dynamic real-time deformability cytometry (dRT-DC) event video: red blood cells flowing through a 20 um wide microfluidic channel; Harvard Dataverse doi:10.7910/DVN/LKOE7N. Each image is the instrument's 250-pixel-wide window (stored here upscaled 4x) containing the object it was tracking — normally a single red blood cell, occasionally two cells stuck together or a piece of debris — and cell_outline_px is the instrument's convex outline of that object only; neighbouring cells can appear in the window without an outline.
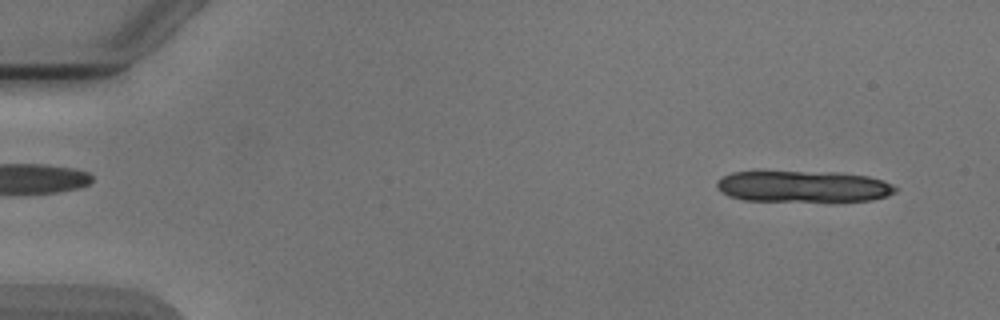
{"species": "Egyptian fruit bat (a non-hibernating species)", "species_latin": "Rousettus aegyptiacus", "temperature_condition": "cold", "stored_images_in_passage": 7, "camera_frame_rate_fps": 3000, "um_per_image_px": 0.085, "animal": {"sex": "male"}, "frame": {"image": 1, "passage_image": 1, "time_ms": 0.0, "image_size_px": [1000, 320], "cell_outline_px": [[896, 192], [872, 200], [744, 200], [728, 196], [716, 184], [716, 180], [732, 172], [840, 172], [868, 176], [884, 180], [892, 184], [896, 188]], "centroid_in_image_um": [68.3, 15.83], "position_along_channel_um": 16.7, "area_um2": 32.08}}
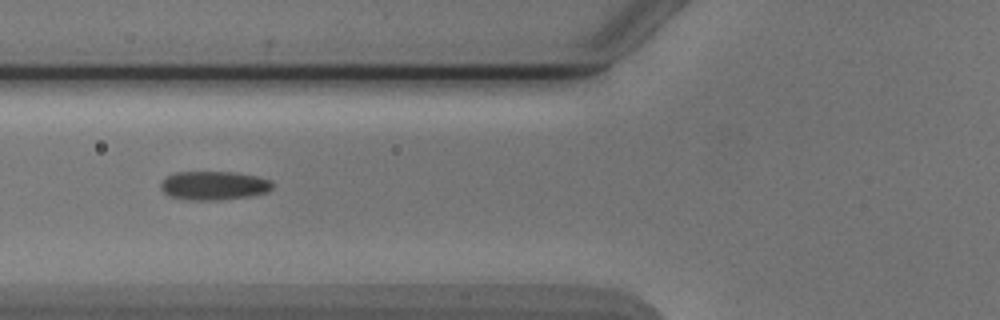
{"frame": {"image": 2, "passage_image": 5, "time_ms": 5.667, "image_size_px": [1000, 320], "cell_outline_px": [[272, 188], [268, 192], [252, 196], [220, 200], [188, 200], [168, 196], [160, 188], [160, 184], [168, 176], [176, 172], [236, 172], [256, 176], [268, 180], [272, 184]], "centroid_in_image_um": [18.17, 15.78], "position_along_channel_um": 107.6, "area_um2": 18.79}}
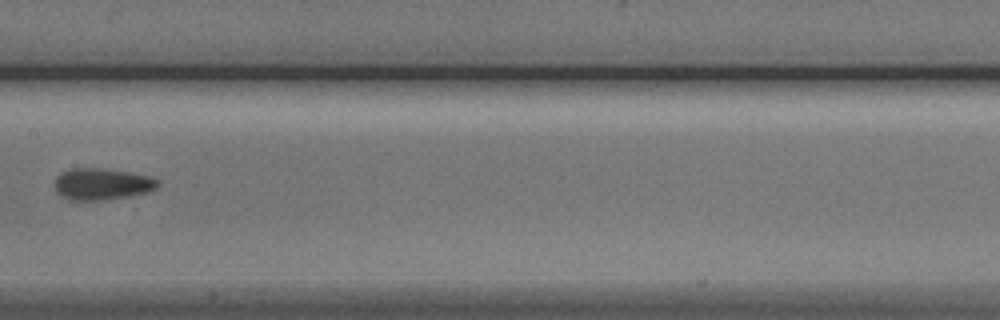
{"frame": {"image": 3, "passage_image": 7, "time_ms": 8.0, "image_size_px": [1000, 320], "cell_outline_px": [[160, 184], [156, 188], [148, 192], [128, 196], [104, 200], [68, 200], [60, 196], [56, 192], [52, 184], [56, 176], [60, 172], [72, 168], [104, 168], [128, 172], [148, 176], [160, 180]], "centroid_in_image_um": [8.61, 15.64], "position_along_channel_um": 198.8, "area_um2": 19.36}}